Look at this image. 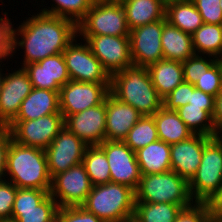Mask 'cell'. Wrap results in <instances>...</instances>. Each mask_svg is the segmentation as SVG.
<instances>
[{
    "mask_svg": "<svg viewBox=\"0 0 222 222\" xmlns=\"http://www.w3.org/2000/svg\"><path fill=\"white\" fill-rule=\"evenodd\" d=\"M20 24L13 28L12 56L17 53L16 49L24 50L21 67L63 53L78 36L77 25L73 21L42 12L31 15Z\"/></svg>",
    "mask_w": 222,
    "mask_h": 222,
    "instance_id": "6da1fadb",
    "label": "cell"
},
{
    "mask_svg": "<svg viewBox=\"0 0 222 222\" xmlns=\"http://www.w3.org/2000/svg\"><path fill=\"white\" fill-rule=\"evenodd\" d=\"M110 93L142 116H153L163 106V98L155 89L147 67L132 65L113 74Z\"/></svg>",
    "mask_w": 222,
    "mask_h": 222,
    "instance_id": "7a4b0ae2",
    "label": "cell"
},
{
    "mask_svg": "<svg viewBox=\"0 0 222 222\" xmlns=\"http://www.w3.org/2000/svg\"><path fill=\"white\" fill-rule=\"evenodd\" d=\"M7 180L18 188L50 190L46 153L38 147L24 146L11 140L6 160Z\"/></svg>",
    "mask_w": 222,
    "mask_h": 222,
    "instance_id": "3957f363",
    "label": "cell"
},
{
    "mask_svg": "<svg viewBox=\"0 0 222 222\" xmlns=\"http://www.w3.org/2000/svg\"><path fill=\"white\" fill-rule=\"evenodd\" d=\"M81 206L105 222H132L135 190L112 182L92 186Z\"/></svg>",
    "mask_w": 222,
    "mask_h": 222,
    "instance_id": "277c9868",
    "label": "cell"
},
{
    "mask_svg": "<svg viewBox=\"0 0 222 222\" xmlns=\"http://www.w3.org/2000/svg\"><path fill=\"white\" fill-rule=\"evenodd\" d=\"M135 202L171 203L184 208L195 203L190 194L189 182L172 170L141 175L135 190Z\"/></svg>",
    "mask_w": 222,
    "mask_h": 222,
    "instance_id": "5b68a950",
    "label": "cell"
},
{
    "mask_svg": "<svg viewBox=\"0 0 222 222\" xmlns=\"http://www.w3.org/2000/svg\"><path fill=\"white\" fill-rule=\"evenodd\" d=\"M222 187V140L212 137L203 149L201 163L189 181V190L195 202L204 203Z\"/></svg>",
    "mask_w": 222,
    "mask_h": 222,
    "instance_id": "8992f818",
    "label": "cell"
},
{
    "mask_svg": "<svg viewBox=\"0 0 222 222\" xmlns=\"http://www.w3.org/2000/svg\"><path fill=\"white\" fill-rule=\"evenodd\" d=\"M78 36H129L125 11L121 3L94 2L77 25Z\"/></svg>",
    "mask_w": 222,
    "mask_h": 222,
    "instance_id": "52a82bcc",
    "label": "cell"
},
{
    "mask_svg": "<svg viewBox=\"0 0 222 222\" xmlns=\"http://www.w3.org/2000/svg\"><path fill=\"white\" fill-rule=\"evenodd\" d=\"M77 38L78 36L63 51L70 79L77 82L111 84V76L91 52L89 45L84 40L78 43Z\"/></svg>",
    "mask_w": 222,
    "mask_h": 222,
    "instance_id": "ba28073f",
    "label": "cell"
},
{
    "mask_svg": "<svg viewBox=\"0 0 222 222\" xmlns=\"http://www.w3.org/2000/svg\"><path fill=\"white\" fill-rule=\"evenodd\" d=\"M64 127L61 113L50 114L35 120L13 121L10 129L12 140L24 146L46 149Z\"/></svg>",
    "mask_w": 222,
    "mask_h": 222,
    "instance_id": "9c48e42d",
    "label": "cell"
},
{
    "mask_svg": "<svg viewBox=\"0 0 222 222\" xmlns=\"http://www.w3.org/2000/svg\"><path fill=\"white\" fill-rule=\"evenodd\" d=\"M92 184L83 163L70 167L52 178L50 195L59 208L81 206L91 192Z\"/></svg>",
    "mask_w": 222,
    "mask_h": 222,
    "instance_id": "30bf717a",
    "label": "cell"
},
{
    "mask_svg": "<svg viewBox=\"0 0 222 222\" xmlns=\"http://www.w3.org/2000/svg\"><path fill=\"white\" fill-rule=\"evenodd\" d=\"M90 47L110 76L133 65L129 36H78Z\"/></svg>",
    "mask_w": 222,
    "mask_h": 222,
    "instance_id": "8fae6325",
    "label": "cell"
},
{
    "mask_svg": "<svg viewBox=\"0 0 222 222\" xmlns=\"http://www.w3.org/2000/svg\"><path fill=\"white\" fill-rule=\"evenodd\" d=\"M111 84L68 81L59 91V109L64 120L75 113L102 104Z\"/></svg>",
    "mask_w": 222,
    "mask_h": 222,
    "instance_id": "7c38bea8",
    "label": "cell"
},
{
    "mask_svg": "<svg viewBox=\"0 0 222 222\" xmlns=\"http://www.w3.org/2000/svg\"><path fill=\"white\" fill-rule=\"evenodd\" d=\"M88 145L64 126L45 149L51 178L82 162Z\"/></svg>",
    "mask_w": 222,
    "mask_h": 222,
    "instance_id": "4fadbf2b",
    "label": "cell"
},
{
    "mask_svg": "<svg viewBox=\"0 0 222 222\" xmlns=\"http://www.w3.org/2000/svg\"><path fill=\"white\" fill-rule=\"evenodd\" d=\"M108 160L111 182L127 185L136 190L141 179L135 152L124 141H107L98 145Z\"/></svg>",
    "mask_w": 222,
    "mask_h": 222,
    "instance_id": "5bb4252c",
    "label": "cell"
},
{
    "mask_svg": "<svg viewBox=\"0 0 222 222\" xmlns=\"http://www.w3.org/2000/svg\"><path fill=\"white\" fill-rule=\"evenodd\" d=\"M162 31L163 19L130 30L129 42L133 65L147 67L164 59Z\"/></svg>",
    "mask_w": 222,
    "mask_h": 222,
    "instance_id": "9a60e30c",
    "label": "cell"
},
{
    "mask_svg": "<svg viewBox=\"0 0 222 222\" xmlns=\"http://www.w3.org/2000/svg\"><path fill=\"white\" fill-rule=\"evenodd\" d=\"M32 88L24 67L5 73L0 93V126L8 127L16 119L22 101L30 94Z\"/></svg>",
    "mask_w": 222,
    "mask_h": 222,
    "instance_id": "2e32d148",
    "label": "cell"
},
{
    "mask_svg": "<svg viewBox=\"0 0 222 222\" xmlns=\"http://www.w3.org/2000/svg\"><path fill=\"white\" fill-rule=\"evenodd\" d=\"M64 126L88 146L100 145L105 141L106 99L102 104L68 116Z\"/></svg>",
    "mask_w": 222,
    "mask_h": 222,
    "instance_id": "e0dca14e",
    "label": "cell"
},
{
    "mask_svg": "<svg viewBox=\"0 0 222 222\" xmlns=\"http://www.w3.org/2000/svg\"><path fill=\"white\" fill-rule=\"evenodd\" d=\"M210 136L194 134L190 138L170 145L171 170L188 182L201 163L204 145Z\"/></svg>",
    "mask_w": 222,
    "mask_h": 222,
    "instance_id": "ac0fdd59",
    "label": "cell"
},
{
    "mask_svg": "<svg viewBox=\"0 0 222 222\" xmlns=\"http://www.w3.org/2000/svg\"><path fill=\"white\" fill-rule=\"evenodd\" d=\"M28 72L33 88L60 91L70 77L63 53L46 57L37 63L24 66Z\"/></svg>",
    "mask_w": 222,
    "mask_h": 222,
    "instance_id": "d6986e66",
    "label": "cell"
},
{
    "mask_svg": "<svg viewBox=\"0 0 222 222\" xmlns=\"http://www.w3.org/2000/svg\"><path fill=\"white\" fill-rule=\"evenodd\" d=\"M141 117L142 114L138 110L109 93L106 97L105 140L124 141Z\"/></svg>",
    "mask_w": 222,
    "mask_h": 222,
    "instance_id": "ffe728a7",
    "label": "cell"
},
{
    "mask_svg": "<svg viewBox=\"0 0 222 222\" xmlns=\"http://www.w3.org/2000/svg\"><path fill=\"white\" fill-rule=\"evenodd\" d=\"M56 113H61L59 91L32 88L30 94L22 101L14 121L35 120Z\"/></svg>",
    "mask_w": 222,
    "mask_h": 222,
    "instance_id": "44dd1931",
    "label": "cell"
},
{
    "mask_svg": "<svg viewBox=\"0 0 222 222\" xmlns=\"http://www.w3.org/2000/svg\"><path fill=\"white\" fill-rule=\"evenodd\" d=\"M163 57L167 60L184 62L195 55L192 36L163 19L161 36Z\"/></svg>",
    "mask_w": 222,
    "mask_h": 222,
    "instance_id": "7402d4cb",
    "label": "cell"
},
{
    "mask_svg": "<svg viewBox=\"0 0 222 222\" xmlns=\"http://www.w3.org/2000/svg\"><path fill=\"white\" fill-rule=\"evenodd\" d=\"M121 5L130 30L165 18L162 0H123Z\"/></svg>",
    "mask_w": 222,
    "mask_h": 222,
    "instance_id": "603a6c76",
    "label": "cell"
},
{
    "mask_svg": "<svg viewBox=\"0 0 222 222\" xmlns=\"http://www.w3.org/2000/svg\"><path fill=\"white\" fill-rule=\"evenodd\" d=\"M151 81L164 99L184 81L182 62L161 59L147 66Z\"/></svg>",
    "mask_w": 222,
    "mask_h": 222,
    "instance_id": "cb8c5ba5",
    "label": "cell"
},
{
    "mask_svg": "<svg viewBox=\"0 0 222 222\" xmlns=\"http://www.w3.org/2000/svg\"><path fill=\"white\" fill-rule=\"evenodd\" d=\"M141 175L171 170L170 144L157 140L135 152Z\"/></svg>",
    "mask_w": 222,
    "mask_h": 222,
    "instance_id": "d4e9b609",
    "label": "cell"
},
{
    "mask_svg": "<svg viewBox=\"0 0 222 222\" xmlns=\"http://www.w3.org/2000/svg\"><path fill=\"white\" fill-rule=\"evenodd\" d=\"M159 140L167 144H174L187 140L194 134L180 119L176 110H168L161 107L153 115Z\"/></svg>",
    "mask_w": 222,
    "mask_h": 222,
    "instance_id": "484cf974",
    "label": "cell"
},
{
    "mask_svg": "<svg viewBox=\"0 0 222 222\" xmlns=\"http://www.w3.org/2000/svg\"><path fill=\"white\" fill-rule=\"evenodd\" d=\"M165 17L171 25L191 35L204 24L202 16L192 1L166 4Z\"/></svg>",
    "mask_w": 222,
    "mask_h": 222,
    "instance_id": "4316f807",
    "label": "cell"
},
{
    "mask_svg": "<svg viewBox=\"0 0 222 222\" xmlns=\"http://www.w3.org/2000/svg\"><path fill=\"white\" fill-rule=\"evenodd\" d=\"M191 36L196 55L222 60V25L204 23Z\"/></svg>",
    "mask_w": 222,
    "mask_h": 222,
    "instance_id": "83f0119b",
    "label": "cell"
},
{
    "mask_svg": "<svg viewBox=\"0 0 222 222\" xmlns=\"http://www.w3.org/2000/svg\"><path fill=\"white\" fill-rule=\"evenodd\" d=\"M182 209L171 203L135 202L132 222H175Z\"/></svg>",
    "mask_w": 222,
    "mask_h": 222,
    "instance_id": "f1b7e54d",
    "label": "cell"
},
{
    "mask_svg": "<svg viewBox=\"0 0 222 222\" xmlns=\"http://www.w3.org/2000/svg\"><path fill=\"white\" fill-rule=\"evenodd\" d=\"M82 163L93 186L111 182L107 157L98 145L86 147Z\"/></svg>",
    "mask_w": 222,
    "mask_h": 222,
    "instance_id": "f546056e",
    "label": "cell"
},
{
    "mask_svg": "<svg viewBox=\"0 0 222 222\" xmlns=\"http://www.w3.org/2000/svg\"><path fill=\"white\" fill-rule=\"evenodd\" d=\"M177 113L180 119L187 125L193 134H200L210 137L218 136L215 131L212 116L201 107L187 104L178 108Z\"/></svg>",
    "mask_w": 222,
    "mask_h": 222,
    "instance_id": "4dcf8cb0",
    "label": "cell"
},
{
    "mask_svg": "<svg viewBox=\"0 0 222 222\" xmlns=\"http://www.w3.org/2000/svg\"><path fill=\"white\" fill-rule=\"evenodd\" d=\"M51 8L39 9L40 12L64 17L78 25L86 16L88 10L94 3V0H52Z\"/></svg>",
    "mask_w": 222,
    "mask_h": 222,
    "instance_id": "1f68e13d",
    "label": "cell"
},
{
    "mask_svg": "<svg viewBox=\"0 0 222 222\" xmlns=\"http://www.w3.org/2000/svg\"><path fill=\"white\" fill-rule=\"evenodd\" d=\"M159 140L153 116H142L130 129L125 144L134 152Z\"/></svg>",
    "mask_w": 222,
    "mask_h": 222,
    "instance_id": "d6a6232c",
    "label": "cell"
},
{
    "mask_svg": "<svg viewBox=\"0 0 222 222\" xmlns=\"http://www.w3.org/2000/svg\"><path fill=\"white\" fill-rule=\"evenodd\" d=\"M59 206L49 194L39 205L38 209L12 210V218L18 222H45L51 219L57 212Z\"/></svg>",
    "mask_w": 222,
    "mask_h": 222,
    "instance_id": "836d02e7",
    "label": "cell"
},
{
    "mask_svg": "<svg viewBox=\"0 0 222 222\" xmlns=\"http://www.w3.org/2000/svg\"><path fill=\"white\" fill-rule=\"evenodd\" d=\"M218 60L216 57L210 55L196 54L188 58L182 62L184 81L194 84L198 78H200L204 72H207Z\"/></svg>",
    "mask_w": 222,
    "mask_h": 222,
    "instance_id": "e575fe53",
    "label": "cell"
},
{
    "mask_svg": "<svg viewBox=\"0 0 222 222\" xmlns=\"http://www.w3.org/2000/svg\"><path fill=\"white\" fill-rule=\"evenodd\" d=\"M194 87L216 97L222 91V60H218L194 83Z\"/></svg>",
    "mask_w": 222,
    "mask_h": 222,
    "instance_id": "d590c367",
    "label": "cell"
},
{
    "mask_svg": "<svg viewBox=\"0 0 222 222\" xmlns=\"http://www.w3.org/2000/svg\"><path fill=\"white\" fill-rule=\"evenodd\" d=\"M50 190L18 188L12 210L38 209V205L50 194Z\"/></svg>",
    "mask_w": 222,
    "mask_h": 222,
    "instance_id": "8d00e7d4",
    "label": "cell"
},
{
    "mask_svg": "<svg viewBox=\"0 0 222 222\" xmlns=\"http://www.w3.org/2000/svg\"><path fill=\"white\" fill-rule=\"evenodd\" d=\"M194 88V84L183 81L163 99V107L168 110H177L189 104Z\"/></svg>",
    "mask_w": 222,
    "mask_h": 222,
    "instance_id": "74e56055",
    "label": "cell"
},
{
    "mask_svg": "<svg viewBox=\"0 0 222 222\" xmlns=\"http://www.w3.org/2000/svg\"><path fill=\"white\" fill-rule=\"evenodd\" d=\"M203 22L206 24L222 25V10L220 0H192Z\"/></svg>",
    "mask_w": 222,
    "mask_h": 222,
    "instance_id": "f35d334b",
    "label": "cell"
},
{
    "mask_svg": "<svg viewBox=\"0 0 222 222\" xmlns=\"http://www.w3.org/2000/svg\"><path fill=\"white\" fill-rule=\"evenodd\" d=\"M18 187L11 181H0V220L11 218Z\"/></svg>",
    "mask_w": 222,
    "mask_h": 222,
    "instance_id": "ab89813d",
    "label": "cell"
},
{
    "mask_svg": "<svg viewBox=\"0 0 222 222\" xmlns=\"http://www.w3.org/2000/svg\"><path fill=\"white\" fill-rule=\"evenodd\" d=\"M2 14L4 17H0V58L10 60L11 57L13 58L12 42L14 25L11 22V18L7 17L8 12L2 11Z\"/></svg>",
    "mask_w": 222,
    "mask_h": 222,
    "instance_id": "60d3db41",
    "label": "cell"
},
{
    "mask_svg": "<svg viewBox=\"0 0 222 222\" xmlns=\"http://www.w3.org/2000/svg\"><path fill=\"white\" fill-rule=\"evenodd\" d=\"M211 216L205 203L195 202L192 206L182 209L175 222H210Z\"/></svg>",
    "mask_w": 222,
    "mask_h": 222,
    "instance_id": "b9f144b4",
    "label": "cell"
},
{
    "mask_svg": "<svg viewBox=\"0 0 222 222\" xmlns=\"http://www.w3.org/2000/svg\"><path fill=\"white\" fill-rule=\"evenodd\" d=\"M64 222H105L82 206H67L58 209Z\"/></svg>",
    "mask_w": 222,
    "mask_h": 222,
    "instance_id": "7bdbcfd3",
    "label": "cell"
},
{
    "mask_svg": "<svg viewBox=\"0 0 222 222\" xmlns=\"http://www.w3.org/2000/svg\"><path fill=\"white\" fill-rule=\"evenodd\" d=\"M12 135L6 126H0V181L6 179V160Z\"/></svg>",
    "mask_w": 222,
    "mask_h": 222,
    "instance_id": "ee69618b",
    "label": "cell"
},
{
    "mask_svg": "<svg viewBox=\"0 0 222 222\" xmlns=\"http://www.w3.org/2000/svg\"><path fill=\"white\" fill-rule=\"evenodd\" d=\"M189 104L190 106L201 107V109L207 111L212 116L214 112L215 97L194 88L191 92Z\"/></svg>",
    "mask_w": 222,
    "mask_h": 222,
    "instance_id": "f6af8a7d",
    "label": "cell"
},
{
    "mask_svg": "<svg viewBox=\"0 0 222 222\" xmlns=\"http://www.w3.org/2000/svg\"><path fill=\"white\" fill-rule=\"evenodd\" d=\"M211 219L222 221V187L204 202Z\"/></svg>",
    "mask_w": 222,
    "mask_h": 222,
    "instance_id": "bcb514c9",
    "label": "cell"
},
{
    "mask_svg": "<svg viewBox=\"0 0 222 222\" xmlns=\"http://www.w3.org/2000/svg\"><path fill=\"white\" fill-rule=\"evenodd\" d=\"M212 120L215 131L219 133L222 130V91L215 97Z\"/></svg>",
    "mask_w": 222,
    "mask_h": 222,
    "instance_id": "7dc6e473",
    "label": "cell"
},
{
    "mask_svg": "<svg viewBox=\"0 0 222 222\" xmlns=\"http://www.w3.org/2000/svg\"><path fill=\"white\" fill-rule=\"evenodd\" d=\"M3 60H6L5 58H0V93H1V90H2V85H3V82H4V78H5V73H2L3 72V69H1V67H4V66H1L3 62Z\"/></svg>",
    "mask_w": 222,
    "mask_h": 222,
    "instance_id": "c3c4849f",
    "label": "cell"
},
{
    "mask_svg": "<svg viewBox=\"0 0 222 222\" xmlns=\"http://www.w3.org/2000/svg\"><path fill=\"white\" fill-rule=\"evenodd\" d=\"M45 222H64L63 217L57 212L51 219Z\"/></svg>",
    "mask_w": 222,
    "mask_h": 222,
    "instance_id": "681fc988",
    "label": "cell"
},
{
    "mask_svg": "<svg viewBox=\"0 0 222 222\" xmlns=\"http://www.w3.org/2000/svg\"><path fill=\"white\" fill-rule=\"evenodd\" d=\"M123 0H94V2H112V3H121Z\"/></svg>",
    "mask_w": 222,
    "mask_h": 222,
    "instance_id": "f907efd6",
    "label": "cell"
},
{
    "mask_svg": "<svg viewBox=\"0 0 222 222\" xmlns=\"http://www.w3.org/2000/svg\"><path fill=\"white\" fill-rule=\"evenodd\" d=\"M183 1H192V0H164L165 5L172 2H183Z\"/></svg>",
    "mask_w": 222,
    "mask_h": 222,
    "instance_id": "816d5d0a",
    "label": "cell"
},
{
    "mask_svg": "<svg viewBox=\"0 0 222 222\" xmlns=\"http://www.w3.org/2000/svg\"><path fill=\"white\" fill-rule=\"evenodd\" d=\"M0 222H18L15 218L1 219Z\"/></svg>",
    "mask_w": 222,
    "mask_h": 222,
    "instance_id": "f5cc1de1",
    "label": "cell"
},
{
    "mask_svg": "<svg viewBox=\"0 0 222 222\" xmlns=\"http://www.w3.org/2000/svg\"><path fill=\"white\" fill-rule=\"evenodd\" d=\"M218 137L222 140V130L218 133Z\"/></svg>",
    "mask_w": 222,
    "mask_h": 222,
    "instance_id": "db71d44e",
    "label": "cell"
},
{
    "mask_svg": "<svg viewBox=\"0 0 222 222\" xmlns=\"http://www.w3.org/2000/svg\"><path fill=\"white\" fill-rule=\"evenodd\" d=\"M210 222H222V221L211 219Z\"/></svg>",
    "mask_w": 222,
    "mask_h": 222,
    "instance_id": "11a10c76",
    "label": "cell"
},
{
    "mask_svg": "<svg viewBox=\"0 0 222 222\" xmlns=\"http://www.w3.org/2000/svg\"><path fill=\"white\" fill-rule=\"evenodd\" d=\"M220 7H221V10H222V0H220Z\"/></svg>",
    "mask_w": 222,
    "mask_h": 222,
    "instance_id": "9f6ffc18",
    "label": "cell"
}]
</instances>
